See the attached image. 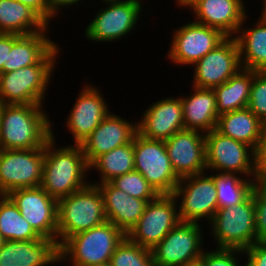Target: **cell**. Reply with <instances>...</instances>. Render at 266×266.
Segmentation results:
<instances>
[{
	"label": "cell",
	"mask_w": 266,
	"mask_h": 266,
	"mask_svg": "<svg viewBox=\"0 0 266 266\" xmlns=\"http://www.w3.org/2000/svg\"><path fill=\"white\" fill-rule=\"evenodd\" d=\"M43 107L33 104H0V149L45 147L52 137L53 122Z\"/></svg>",
	"instance_id": "cell-1"
},
{
	"label": "cell",
	"mask_w": 266,
	"mask_h": 266,
	"mask_svg": "<svg viewBox=\"0 0 266 266\" xmlns=\"http://www.w3.org/2000/svg\"><path fill=\"white\" fill-rule=\"evenodd\" d=\"M54 131L45 144V156L40 186L47 194L59 200L86 187L89 170L80 145L57 146ZM86 171V172H85Z\"/></svg>",
	"instance_id": "cell-2"
},
{
	"label": "cell",
	"mask_w": 266,
	"mask_h": 266,
	"mask_svg": "<svg viewBox=\"0 0 266 266\" xmlns=\"http://www.w3.org/2000/svg\"><path fill=\"white\" fill-rule=\"evenodd\" d=\"M60 50L56 44L38 63L1 73L0 104L43 105Z\"/></svg>",
	"instance_id": "cell-3"
},
{
	"label": "cell",
	"mask_w": 266,
	"mask_h": 266,
	"mask_svg": "<svg viewBox=\"0 0 266 266\" xmlns=\"http://www.w3.org/2000/svg\"><path fill=\"white\" fill-rule=\"evenodd\" d=\"M107 221L103 196L91 182L84 188L58 200L57 243Z\"/></svg>",
	"instance_id": "cell-4"
},
{
	"label": "cell",
	"mask_w": 266,
	"mask_h": 266,
	"mask_svg": "<svg viewBox=\"0 0 266 266\" xmlns=\"http://www.w3.org/2000/svg\"><path fill=\"white\" fill-rule=\"evenodd\" d=\"M126 235L109 221L69 237L60 247V262L89 266L110 262L117 245ZM67 259V260H66Z\"/></svg>",
	"instance_id": "cell-5"
},
{
	"label": "cell",
	"mask_w": 266,
	"mask_h": 266,
	"mask_svg": "<svg viewBox=\"0 0 266 266\" xmlns=\"http://www.w3.org/2000/svg\"><path fill=\"white\" fill-rule=\"evenodd\" d=\"M255 206L252 193L241 203L217 209L211 224V234L219 249L246 250L257 242Z\"/></svg>",
	"instance_id": "cell-6"
},
{
	"label": "cell",
	"mask_w": 266,
	"mask_h": 266,
	"mask_svg": "<svg viewBox=\"0 0 266 266\" xmlns=\"http://www.w3.org/2000/svg\"><path fill=\"white\" fill-rule=\"evenodd\" d=\"M134 170L142 174L158 194H173L180 178L174 172L164 141L134 136Z\"/></svg>",
	"instance_id": "cell-7"
},
{
	"label": "cell",
	"mask_w": 266,
	"mask_h": 266,
	"mask_svg": "<svg viewBox=\"0 0 266 266\" xmlns=\"http://www.w3.org/2000/svg\"><path fill=\"white\" fill-rule=\"evenodd\" d=\"M45 147L0 149V195L20 188L39 187L42 181Z\"/></svg>",
	"instance_id": "cell-8"
},
{
	"label": "cell",
	"mask_w": 266,
	"mask_h": 266,
	"mask_svg": "<svg viewBox=\"0 0 266 266\" xmlns=\"http://www.w3.org/2000/svg\"><path fill=\"white\" fill-rule=\"evenodd\" d=\"M202 226L180 221L153 249L155 266H182L198 262L204 249Z\"/></svg>",
	"instance_id": "cell-9"
},
{
	"label": "cell",
	"mask_w": 266,
	"mask_h": 266,
	"mask_svg": "<svg viewBox=\"0 0 266 266\" xmlns=\"http://www.w3.org/2000/svg\"><path fill=\"white\" fill-rule=\"evenodd\" d=\"M173 195L177 200L181 198L177 202L180 221L199 223L204 218L210 222L218 209L213 173L180 178Z\"/></svg>",
	"instance_id": "cell-10"
},
{
	"label": "cell",
	"mask_w": 266,
	"mask_h": 266,
	"mask_svg": "<svg viewBox=\"0 0 266 266\" xmlns=\"http://www.w3.org/2000/svg\"><path fill=\"white\" fill-rule=\"evenodd\" d=\"M177 201L173 194H159L149 201L127 237L137 245L153 249L180 222Z\"/></svg>",
	"instance_id": "cell-11"
},
{
	"label": "cell",
	"mask_w": 266,
	"mask_h": 266,
	"mask_svg": "<svg viewBox=\"0 0 266 266\" xmlns=\"http://www.w3.org/2000/svg\"><path fill=\"white\" fill-rule=\"evenodd\" d=\"M205 150L207 171L240 173V176L253 179V149L249 145L214 129L205 133Z\"/></svg>",
	"instance_id": "cell-12"
},
{
	"label": "cell",
	"mask_w": 266,
	"mask_h": 266,
	"mask_svg": "<svg viewBox=\"0 0 266 266\" xmlns=\"http://www.w3.org/2000/svg\"><path fill=\"white\" fill-rule=\"evenodd\" d=\"M173 33L170 50L166 56L171 63L181 66H193L227 38L218 29L196 21L182 25Z\"/></svg>",
	"instance_id": "cell-13"
},
{
	"label": "cell",
	"mask_w": 266,
	"mask_h": 266,
	"mask_svg": "<svg viewBox=\"0 0 266 266\" xmlns=\"http://www.w3.org/2000/svg\"><path fill=\"white\" fill-rule=\"evenodd\" d=\"M141 1L108 3L85 28V37L93 42H115L131 34L143 10Z\"/></svg>",
	"instance_id": "cell-14"
},
{
	"label": "cell",
	"mask_w": 266,
	"mask_h": 266,
	"mask_svg": "<svg viewBox=\"0 0 266 266\" xmlns=\"http://www.w3.org/2000/svg\"><path fill=\"white\" fill-rule=\"evenodd\" d=\"M7 196L41 237L57 242V199L47 194L41 186L16 189Z\"/></svg>",
	"instance_id": "cell-15"
},
{
	"label": "cell",
	"mask_w": 266,
	"mask_h": 266,
	"mask_svg": "<svg viewBox=\"0 0 266 266\" xmlns=\"http://www.w3.org/2000/svg\"><path fill=\"white\" fill-rule=\"evenodd\" d=\"M192 86L213 89L225 83L242 67L235 37H227L194 65Z\"/></svg>",
	"instance_id": "cell-16"
},
{
	"label": "cell",
	"mask_w": 266,
	"mask_h": 266,
	"mask_svg": "<svg viewBox=\"0 0 266 266\" xmlns=\"http://www.w3.org/2000/svg\"><path fill=\"white\" fill-rule=\"evenodd\" d=\"M164 143L172 168L179 178L207 171L205 134L202 132L183 129Z\"/></svg>",
	"instance_id": "cell-17"
},
{
	"label": "cell",
	"mask_w": 266,
	"mask_h": 266,
	"mask_svg": "<svg viewBox=\"0 0 266 266\" xmlns=\"http://www.w3.org/2000/svg\"><path fill=\"white\" fill-rule=\"evenodd\" d=\"M81 89L65 121L68 132L73 135L75 145H81L110 113L109 105L94 85L87 83Z\"/></svg>",
	"instance_id": "cell-18"
},
{
	"label": "cell",
	"mask_w": 266,
	"mask_h": 266,
	"mask_svg": "<svg viewBox=\"0 0 266 266\" xmlns=\"http://www.w3.org/2000/svg\"><path fill=\"white\" fill-rule=\"evenodd\" d=\"M137 132V122L110 112L80 145L86 162L90 165L102 154L132 142Z\"/></svg>",
	"instance_id": "cell-19"
},
{
	"label": "cell",
	"mask_w": 266,
	"mask_h": 266,
	"mask_svg": "<svg viewBox=\"0 0 266 266\" xmlns=\"http://www.w3.org/2000/svg\"><path fill=\"white\" fill-rule=\"evenodd\" d=\"M150 105L137 122L139 134L148 139L166 141L185 129L181 96L162 98Z\"/></svg>",
	"instance_id": "cell-20"
},
{
	"label": "cell",
	"mask_w": 266,
	"mask_h": 266,
	"mask_svg": "<svg viewBox=\"0 0 266 266\" xmlns=\"http://www.w3.org/2000/svg\"><path fill=\"white\" fill-rule=\"evenodd\" d=\"M194 20L218 29L227 37H235L247 15L243 0H196L189 7Z\"/></svg>",
	"instance_id": "cell-21"
},
{
	"label": "cell",
	"mask_w": 266,
	"mask_h": 266,
	"mask_svg": "<svg viewBox=\"0 0 266 266\" xmlns=\"http://www.w3.org/2000/svg\"><path fill=\"white\" fill-rule=\"evenodd\" d=\"M60 263L59 245L50 238L5 241L0 247V266H48Z\"/></svg>",
	"instance_id": "cell-22"
},
{
	"label": "cell",
	"mask_w": 266,
	"mask_h": 266,
	"mask_svg": "<svg viewBox=\"0 0 266 266\" xmlns=\"http://www.w3.org/2000/svg\"><path fill=\"white\" fill-rule=\"evenodd\" d=\"M103 196L107 221L126 236L136 226L149 201L129 196L110 182L97 184Z\"/></svg>",
	"instance_id": "cell-23"
},
{
	"label": "cell",
	"mask_w": 266,
	"mask_h": 266,
	"mask_svg": "<svg viewBox=\"0 0 266 266\" xmlns=\"http://www.w3.org/2000/svg\"><path fill=\"white\" fill-rule=\"evenodd\" d=\"M193 87V94L182 95L185 129L208 133L217 127L218 113L213 89Z\"/></svg>",
	"instance_id": "cell-24"
},
{
	"label": "cell",
	"mask_w": 266,
	"mask_h": 266,
	"mask_svg": "<svg viewBox=\"0 0 266 266\" xmlns=\"http://www.w3.org/2000/svg\"><path fill=\"white\" fill-rule=\"evenodd\" d=\"M49 26L42 32L30 35L12 34V50L3 65V73L17 71L38 63L56 44L47 37Z\"/></svg>",
	"instance_id": "cell-25"
},
{
	"label": "cell",
	"mask_w": 266,
	"mask_h": 266,
	"mask_svg": "<svg viewBox=\"0 0 266 266\" xmlns=\"http://www.w3.org/2000/svg\"><path fill=\"white\" fill-rule=\"evenodd\" d=\"M247 18H249L248 15L245 16L235 36L239 47L241 67L248 70L266 71V19L259 18L256 24L254 23L253 27L249 28L243 26Z\"/></svg>",
	"instance_id": "cell-26"
},
{
	"label": "cell",
	"mask_w": 266,
	"mask_h": 266,
	"mask_svg": "<svg viewBox=\"0 0 266 266\" xmlns=\"http://www.w3.org/2000/svg\"><path fill=\"white\" fill-rule=\"evenodd\" d=\"M49 25L30 7L16 0H0V33L30 35Z\"/></svg>",
	"instance_id": "cell-27"
},
{
	"label": "cell",
	"mask_w": 266,
	"mask_h": 266,
	"mask_svg": "<svg viewBox=\"0 0 266 266\" xmlns=\"http://www.w3.org/2000/svg\"><path fill=\"white\" fill-rule=\"evenodd\" d=\"M262 126L263 122L247 107L220 115L216 130L253 149L262 137Z\"/></svg>",
	"instance_id": "cell-28"
},
{
	"label": "cell",
	"mask_w": 266,
	"mask_h": 266,
	"mask_svg": "<svg viewBox=\"0 0 266 266\" xmlns=\"http://www.w3.org/2000/svg\"><path fill=\"white\" fill-rule=\"evenodd\" d=\"M254 70L241 68L225 83L213 88L218 116L248 107Z\"/></svg>",
	"instance_id": "cell-29"
},
{
	"label": "cell",
	"mask_w": 266,
	"mask_h": 266,
	"mask_svg": "<svg viewBox=\"0 0 266 266\" xmlns=\"http://www.w3.org/2000/svg\"><path fill=\"white\" fill-rule=\"evenodd\" d=\"M96 169L100 173L98 181L91 184L97 185L110 182L118 176H122L134 170V138L133 141L117 147L108 153L97 157L90 165L89 170Z\"/></svg>",
	"instance_id": "cell-30"
},
{
	"label": "cell",
	"mask_w": 266,
	"mask_h": 266,
	"mask_svg": "<svg viewBox=\"0 0 266 266\" xmlns=\"http://www.w3.org/2000/svg\"><path fill=\"white\" fill-rule=\"evenodd\" d=\"M0 234L5 241L42 239L7 195H0Z\"/></svg>",
	"instance_id": "cell-31"
},
{
	"label": "cell",
	"mask_w": 266,
	"mask_h": 266,
	"mask_svg": "<svg viewBox=\"0 0 266 266\" xmlns=\"http://www.w3.org/2000/svg\"><path fill=\"white\" fill-rule=\"evenodd\" d=\"M215 174V175H214ZM218 209L232 207L243 202L253 190L254 179L240 177V174L214 173Z\"/></svg>",
	"instance_id": "cell-32"
},
{
	"label": "cell",
	"mask_w": 266,
	"mask_h": 266,
	"mask_svg": "<svg viewBox=\"0 0 266 266\" xmlns=\"http://www.w3.org/2000/svg\"><path fill=\"white\" fill-rule=\"evenodd\" d=\"M111 266H155L151 249L132 242L127 236L117 245Z\"/></svg>",
	"instance_id": "cell-33"
},
{
	"label": "cell",
	"mask_w": 266,
	"mask_h": 266,
	"mask_svg": "<svg viewBox=\"0 0 266 266\" xmlns=\"http://www.w3.org/2000/svg\"><path fill=\"white\" fill-rule=\"evenodd\" d=\"M110 183L129 196L142 200L152 201L159 194L138 171H131L114 178Z\"/></svg>",
	"instance_id": "cell-34"
},
{
	"label": "cell",
	"mask_w": 266,
	"mask_h": 266,
	"mask_svg": "<svg viewBox=\"0 0 266 266\" xmlns=\"http://www.w3.org/2000/svg\"><path fill=\"white\" fill-rule=\"evenodd\" d=\"M248 108L263 123L266 122V71L254 70Z\"/></svg>",
	"instance_id": "cell-35"
},
{
	"label": "cell",
	"mask_w": 266,
	"mask_h": 266,
	"mask_svg": "<svg viewBox=\"0 0 266 266\" xmlns=\"http://www.w3.org/2000/svg\"><path fill=\"white\" fill-rule=\"evenodd\" d=\"M241 254L243 255L244 251L238 249L204 250L198 263L200 266H240L237 256Z\"/></svg>",
	"instance_id": "cell-36"
},
{
	"label": "cell",
	"mask_w": 266,
	"mask_h": 266,
	"mask_svg": "<svg viewBox=\"0 0 266 266\" xmlns=\"http://www.w3.org/2000/svg\"><path fill=\"white\" fill-rule=\"evenodd\" d=\"M257 242L266 243V188L260 183L253 187Z\"/></svg>",
	"instance_id": "cell-37"
},
{
	"label": "cell",
	"mask_w": 266,
	"mask_h": 266,
	"mask_svg": "<svg viewBox=\"0 0 266 266\" xmlns=\"http://www.w3.org/2000/svg\"><path fill=\"white\" fill-rule=\"evenodd\" d=\"M253 179L260 183L266 177V144H256L253 147Z\"/></svg>",
	"instance_id": "cell-38"
},
{
	"label": "cell",
	"mask_w": 266,
	"mask_h": 266,
	"mask_svg": "<svg viewBox=\"0 0 266 266\" xmlns=\"http://www.w3.org/2000/svg\"><path fill=\"white\" fill-rule=\"evenodd\" d=\"M244 254L248 259L245 266H266V243L256 242L244 250Z\"/></svg>",
	"instance_id": "cell-39"
},
{
	"label": "cell",
	"mask_w": 266,
	"mask_h": 266,
	"mask_svg": "<svg viewBox=\"0 0 266 266\" xmlns=\"http://www.w3.org/2000/svg\"><path fill=\"white\" fill-rule=\"evenodd\" d=\"M33 9L47 24L56 17L49 8L48 0H16Z\"/></svg>",
	"instance_id": "cell-40"
},
{
	"label": "cell",
	"mask_w": 266,
	"mask_h": 266,
	"mask_svg": "<svg viewBox=\"0 0 266 266\" xmlns=\"http://www.w3.org/2000/svg\"><path fill=\"white\" fill-rule=\"evenodd\" d=\"M12 50V34L0 33V74L3 73V65H7V57Z\"/></svg>",
	"instance_id": "cell-41"
},
{
	"label": "cell",
	"mask_w": 266,
	"mask_h": 266,
	"mask_svg": "<svg viewBox=\"0 0 266 266\" xmlns=\"http://www.w3.org/2000/svg\"><path fill=\"white\" fill-rule=\"evenodd\" d=\"M82 0H48L50 11L55 15L58 16V12L62 10L61 8H68V6H74L81 2Z\"/></svg>",
	"instance_id": "cell-42"
},
{
	"label": "cell",
	"mask_w": 266,
	"mask_h": 266,
	"mask_svg": "<svg viewBox=\"0 0 266 266\" xmlns=\"http://www.w3.org/2000/svg\"><path fill=\"white\" fill-rule=\"evenodd\" d=\"M196 0H176L177 2V6H180V7H189L192 3H194Z\"/></svg>",
	"instance_id": "cell-43"
},
{
	"label": "cell",
	"mask_w": 266,
	"mask_h": 266,
	"mask_svg": "<svg viewBox=\"0 0 266 266\" xmlns=\"http://www.w3.org/2000/svg\"><path fill=\"white\" fill-rule=\"evenodd\" d=\"M257 144H266V122L262 126V137Z\"/></svg>",
	"instance_id": "cell-44"
},
{
	"label": "cell",
	"mask_w": 266,
	"mask_h": 266,
	"mask_svg": "<svg viewBox=\"0 0 266 266\" xmlns=\"http://www.w3.org/2000/svg\"><path fill=\"white\" fill-rule=\"evenodd\" d=\"M128 1H141V0H101L103 4H108V3H122V2H128Z\"/></svg>",
	"instance_id": "cell-45"
},
{
	"label": "cell",
	"mask_w": 266,
	"mask_h": 266,
	"mask_svg": "<svg viewBox=\"0 0 266 266\" xmlns=\"http://www.w3.org/2000/svg\"><path fill=\"white\" fill-rule=\"evenodd\" d=\"M263 1V12L261 13V17L262 19H266V0H262Z\"/></svg>",
	"instance_id": "cell-46"
},
{
	"label": "cell",
	"mask_w": 266,
	"mask_h": 266,
	"mask_svg": "<svg viewBox=\"0 0 266 266\" xmlns=\"http://www.w3.org/2000/svg\"><path fill=\"white\" fill-rule=\"evenodd\" d=\"M89 266H111L110 262L107 263H97V264H93V265H89Z\"/></svg>",
	"instance_id": "cell-47"
},
{
	"label": "cell",
	"mask_w": 266,
	"mask_h": 266,
	"mask_svg": "<svg viewBox=\"0 0 266 266\" xmlns=\"http://www.w3.org/2000/svg\"><path fill=\"white\" fill-rule=\"evenodd\" d=\"M260 184L266 188V177L260 182Z\"/></svg>",
	"instance_id": "cell-48"
},
{
	"label": "cell",
	"mask_w": 266,
	"mask_h": 266,
	"mask_svg": "<svg viewBox=\"0 0 266 266\" xmlns=\"http://www.w3.org/2000/svg\"><path fill=\"white\" fill-rule=\"evenodd\" d=\"M182 266H200V264L198 262H195V263H192V264L182 265Z\"/></svg>",
	"instance_id": "cell-49"
},
{
	"label": "cell",
	"mask_w": 266,
	"mask_h": 266,
	"mask_svg": "<svg viewBox=\"0 0 266 266\" xmlns=\"http://www.w3.org/2000/svg\"><path fill=\"white\" fill-rule=\"evenodd\" d=\"M5 242V240L3 239L2 235L0 234V247L2 246V244Z\"/></svg>",
	"instance_id": "cell-50"
}]
</instances>
